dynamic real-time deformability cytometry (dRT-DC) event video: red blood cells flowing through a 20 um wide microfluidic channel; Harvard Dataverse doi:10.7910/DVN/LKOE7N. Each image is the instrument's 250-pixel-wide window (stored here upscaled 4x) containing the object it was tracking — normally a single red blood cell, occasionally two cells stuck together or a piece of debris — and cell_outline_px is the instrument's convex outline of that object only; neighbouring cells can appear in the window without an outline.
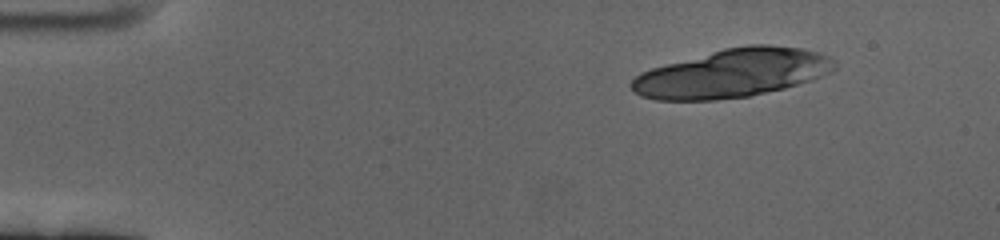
{"species": "human", "species_latin": "Homo sapiens", "temperature_condition": "cold", "stored_images_in_passage": 39, "camera_frame_rate_fps": 3000, "um_per_image_px": 0.085, "donor": {"sex": "female"}, "frame": {"image": 1, "passage_image": 1, "time_ms": 0.0, "image_size_px": [1000, 240], "cell_outline_px": [[836, 68], [832, 72], [812, 80], [784, 88], [748, 96], [716, 100], [656, 100], [640, 96], [628, 84], [640, 72], [652, 68], [724, 48], [748, 44], [768, 44], [804, 48], [820, 52], [836, 60]], "centroid_in_image_um": [62.3, 6.21], "position_along_channel_um": 22.7, "area_um2": 57.51}}